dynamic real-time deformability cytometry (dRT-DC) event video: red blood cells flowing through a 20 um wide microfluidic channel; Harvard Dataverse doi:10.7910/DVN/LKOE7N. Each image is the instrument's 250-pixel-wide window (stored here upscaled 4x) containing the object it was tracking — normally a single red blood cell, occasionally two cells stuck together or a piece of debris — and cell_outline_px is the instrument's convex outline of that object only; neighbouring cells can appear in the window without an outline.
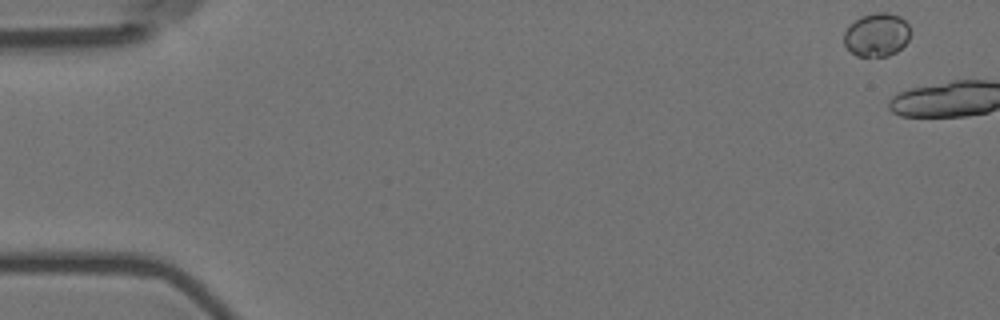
{"species": "Egyptian fruit bat (a non-hibernating species)", "species_latin": "Rousettus aegyptiacus", "temperature_condition": "room temperature", "stored_images_in_passage": 5, "camera_frame_rate_fps": 3000, "um_per_image_px": 0.085, "animal": {"sex": "female"}, "frame": {"image": 1, "passage_image": 1, "time_ms": 0.0, "image_size_px": [1000, 320], "cell_outline_px": [[912, 32], [908, 40], [896, 52], [888, 56], [856, 56], [844, 44], [844, 32], [860, 16], [872, 12], [888, 12], [900, 16], [908, 24]], "centroid_in_image_um": [74.55, 2.94], "position_along_channel_um": 10.5, "area_um2": 16.88}}